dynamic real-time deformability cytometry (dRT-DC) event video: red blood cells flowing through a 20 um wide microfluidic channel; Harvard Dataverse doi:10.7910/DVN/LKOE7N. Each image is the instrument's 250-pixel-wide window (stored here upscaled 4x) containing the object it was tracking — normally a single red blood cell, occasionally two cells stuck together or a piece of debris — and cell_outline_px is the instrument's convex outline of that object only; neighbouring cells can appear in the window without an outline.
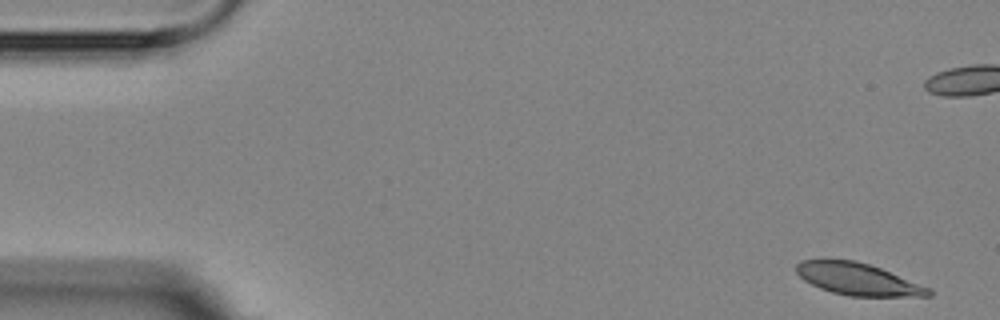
{"species": "Egyptian fruit bat (a non-hibernating species)", "species_latin": "Rousettus aegyptiacus", "temperature_condition": "room temperature", "stored_images_in_passage": 9, "camera_frame_rate_fps": 3000, "um_per_image_px": 0.085, "animal": {"sex": "female"}, "frame": {"image": 1, "passage_image": 1, "time_ms": 0.0, "image_size_px": [1000, 320], "cell_outline_px": [[932, 296], [848, 296], [832, 292], [820, 288], [804, 280], [796, 272], [796, 264], [800, 260], [856, 260], [880, 268], [932, 288]], "centroid_in_image_um": [72.94, 23.73], "position_along_channel_um": 12.1, "area_um2": 24.57}}
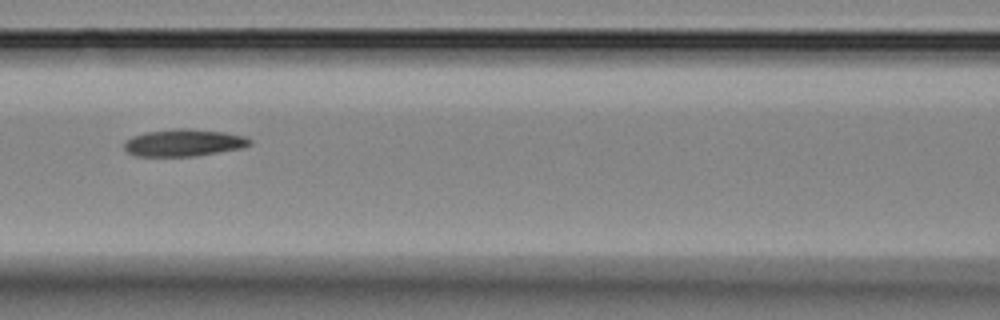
{"frame": {"image": 2, "passage_image": 7, "time_ms": 8.667, "image_size_px": [1000, 320], "cell_outline_px": [[252, 144], [240, 148], [196, 156], [136, 156], [128, 152], [124, 148], [124, 140], [132, 136], [144, 132], [176, 128], [184, 128], [224, 132], [248, 136], [252, 140]], "centroid_in_image_um": [15.61, 12.12], "position_along_channel_um": 151.0, "area_um2": 20.0}}
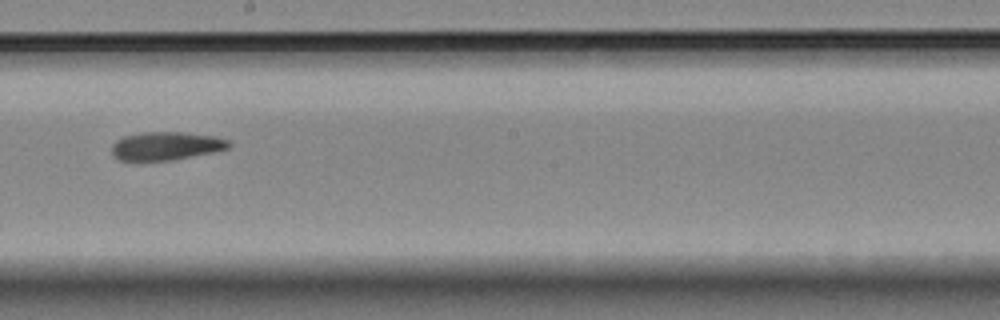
{"frame": {"image": 3, "passage_image": 9, "time_ms": 11.0, "image_size_px": [1000, 320], "cell_outline_px": [[232, 144], [228, 148], [216, 152], [172, 160], [120, 160], [112, 156], [112, 144], [116, 140], [124, 136], [140, 132], [180, 132], [216, 136], [228, 140]], "centroid_in_image_um": [14.13, 12.4], "position_along_channel_um": 234.1, "area_um2": 19.42}}